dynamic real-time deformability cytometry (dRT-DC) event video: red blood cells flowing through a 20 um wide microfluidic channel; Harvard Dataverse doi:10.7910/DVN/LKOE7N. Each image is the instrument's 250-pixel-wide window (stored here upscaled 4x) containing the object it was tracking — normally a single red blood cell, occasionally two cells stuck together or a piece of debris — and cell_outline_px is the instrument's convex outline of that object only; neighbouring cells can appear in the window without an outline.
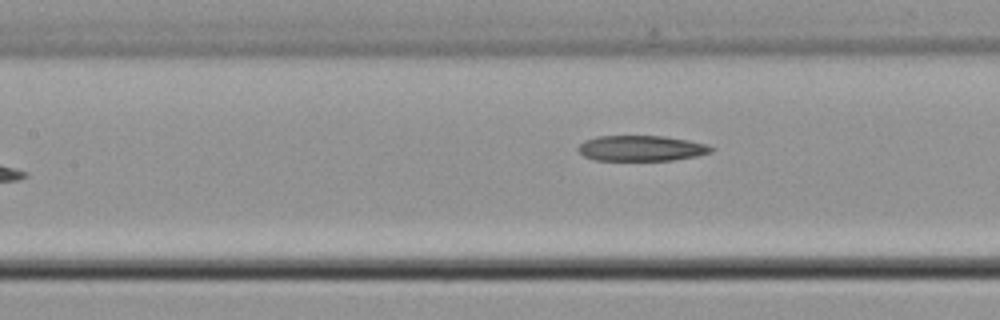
{"species": "common noctule bat (a hibernating species)", "species_latin": "Nyctalus noctula", "temperature_condition": "cold", "stored_images_in_passage": 8, "camera_frame_rate_fps": 3000, "um_per_image_px": 0.085, "animal": {"sex": "male", "body_mass_g": 21.5, "forearm_length_mm": 52.0}, "frame": {"image": 1, "passage_image": 8, "time_ms": 2.333, "image_size_px": [1000, 320], "cell_outline_px": [[716, 148], [712, 152], [696, 156], [672, 160], [596, 160], [584, 156], [576, 148], [584, 140], [596, 136], [664, 136], [688, 140], [708, 144]], "centroid_in_image_um": [54.53, 12.6], "position_along_channel_um": 152.9, "area_um2": 19.88}}